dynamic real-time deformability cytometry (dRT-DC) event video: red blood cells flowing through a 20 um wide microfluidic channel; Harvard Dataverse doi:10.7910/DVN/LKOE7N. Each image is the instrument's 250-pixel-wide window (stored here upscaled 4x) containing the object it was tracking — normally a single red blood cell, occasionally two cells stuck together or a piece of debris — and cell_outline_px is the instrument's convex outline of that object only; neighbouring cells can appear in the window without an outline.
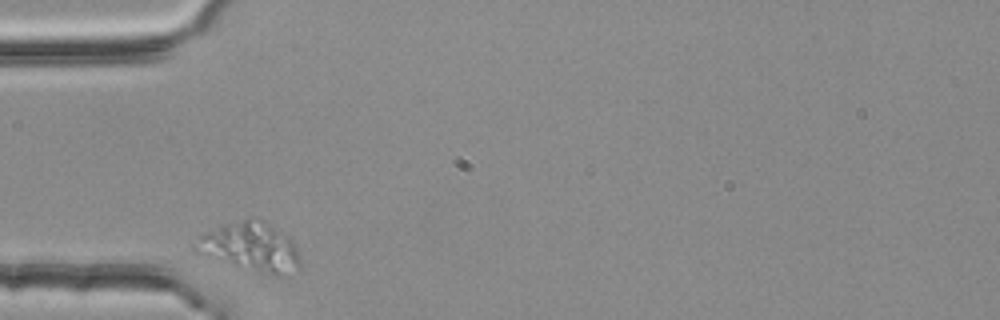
{"species": "common noctule bat (a hibernating species)", "species_latin": "Nyctalus noctula", "temperature_condition": "room temperature", "stored_images_in_passage": 2, "camera_frame_rate_fps": 3000, "um_per_image_px": 0.085, "animal": {"sex": "female", "body_mass_g": 25.1}, "frame": {"image": 1, "passage_image": 1, "time_ms": 0.0, "image_size_px": [1000, 320], "cell_outline_px": [[300, 268], [288, 276], [276, 276], [260, 272], [232, 264], [192, 252], [188, 240], [224, 224], [244, 220], [264, 220], [284, 232], [288, 236], [296, 248], [300, 256]], "centroid_in_image_um": [21.25, 21.01], "position_along_channel_um": 63.8, "area_um2": 30.17}}
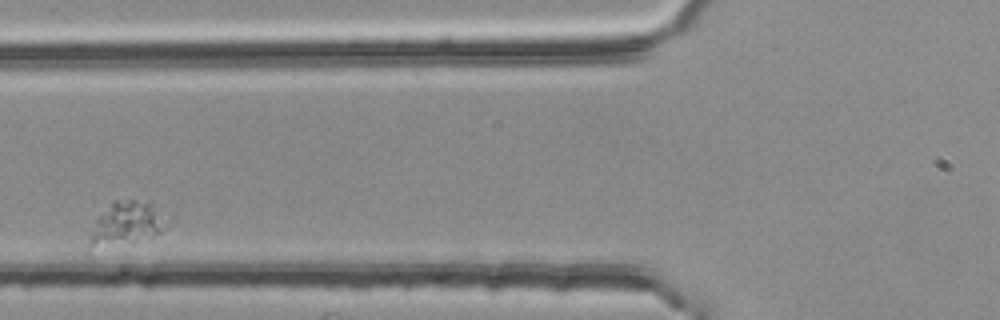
{"frame": {"image": 2, "passage_image": 2, "time_ms": 0.333, "image_size_px": [1000, 320], "cell_outline_px": [[176, 220], [160, 232], [88, 252], [84, 248], [96, 220], [112, 200], [152, 200], [172, 216]], "centroid_in_image_um": [10.82, 18.95], "position_along_channel_um": 115.0, "area_um2": 20.52}}